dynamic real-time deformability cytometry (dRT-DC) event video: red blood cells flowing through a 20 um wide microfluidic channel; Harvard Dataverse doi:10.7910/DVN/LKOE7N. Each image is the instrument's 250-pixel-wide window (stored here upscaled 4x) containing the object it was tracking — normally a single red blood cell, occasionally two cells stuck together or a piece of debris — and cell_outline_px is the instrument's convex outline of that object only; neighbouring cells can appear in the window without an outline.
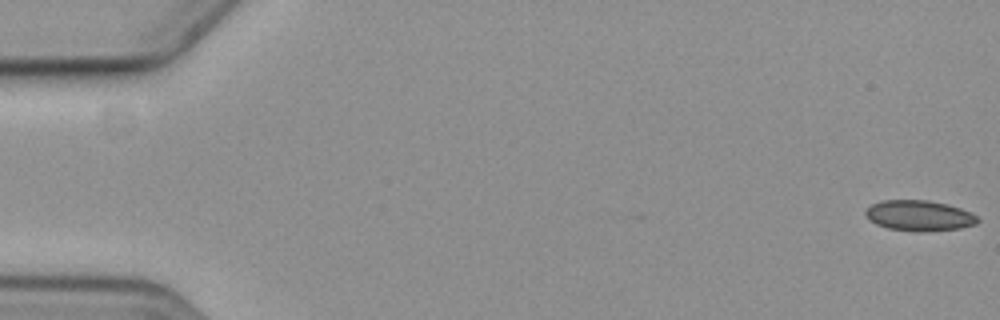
{"species": "common noctule bat (a hibernating species)", "species_latin": "Nyctalus noctula", "temperature_condition": "cold", "stored_images_in_passage": 6, "camera_frame_rate_fps": 3000, "um_per_image_px": 0.085, "animal": {"sex": "female", "body_mass_g": 19.3, "forearm_length_mm": 54.1}, "frame": {"image": 1, "passage_image": 1, "time_ms": 0.0, "image_size_px": [1000, 320], "cell_outline_px": [[980, 220], [976, 224], [960, 228], [924, 232], [912, 232], [888, 228], [876, 224], [868, 220], [864, 212], [872, 204], [884, 200], [928, 200], [960, 208], [976, 216]], "centroid_in_image_um": [78.1, 18.34], "position_along_channel_um": 6.9, "area_um2": 19.94}}
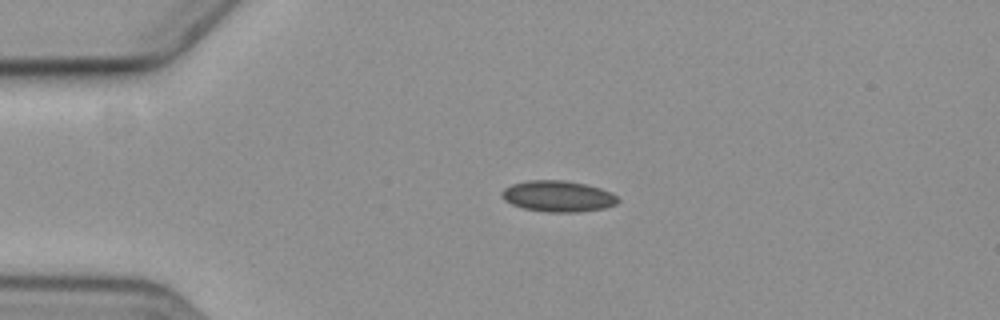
{"frame": {"image": 2, "passage_image": 5, "time_ms": 4.333, "image_size_px": [1000, 320], "cell_outline_px": [[620, 200], [616, 204], [604, 208], [580, 212], [544, 212], [524, 208], [512, 204], [504, 200], [500, 196], [500, 192], [504, 188], [512, 184], [528, 180], [564, 180], [584, 184], [600, 188], [616, 196]], "centroid_in_image_um": [47.39, 16.68], "position_along_channel_um": 37.6, "area_um2": 21.04}}